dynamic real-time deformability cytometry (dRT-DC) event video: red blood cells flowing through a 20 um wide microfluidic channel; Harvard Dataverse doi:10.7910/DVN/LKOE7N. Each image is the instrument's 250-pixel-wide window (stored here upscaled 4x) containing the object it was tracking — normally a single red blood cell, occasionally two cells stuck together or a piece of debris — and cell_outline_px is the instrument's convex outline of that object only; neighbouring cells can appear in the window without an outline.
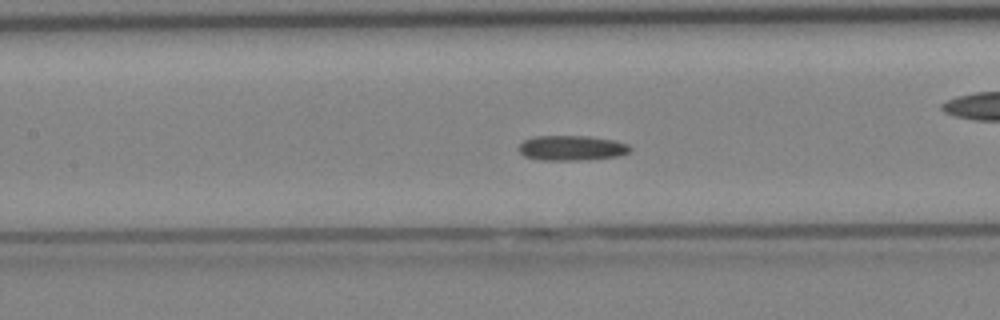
{"species": "Egyptian fruit bat (a non-hibernating species)", "species_latin": "Rousettus aegyptiacus", "temperature_condition": "cold", "stored_images_in_passage": 41, "camera_frame_rate_fps": 3000, "um_per_image_px": 0.085, "animal": {"sex": "female"}, "frame": {"image": 1, "passage_image": 18, "time_ms": 5.667, "image_size_px": [1000, 320], "cell_outline_px": [[632, 148], [628, 152], [620, 156], [576, 160], [540, 160], [524, 156], [520, 152], [520, 144], [524, 140], [536, 136], [588, 136], [612, 140], [628, 144]], "centroid_in_image_um": [48.59, 12.58], "position_along_channel_um": 158.8, "area_um2": 16.07}}
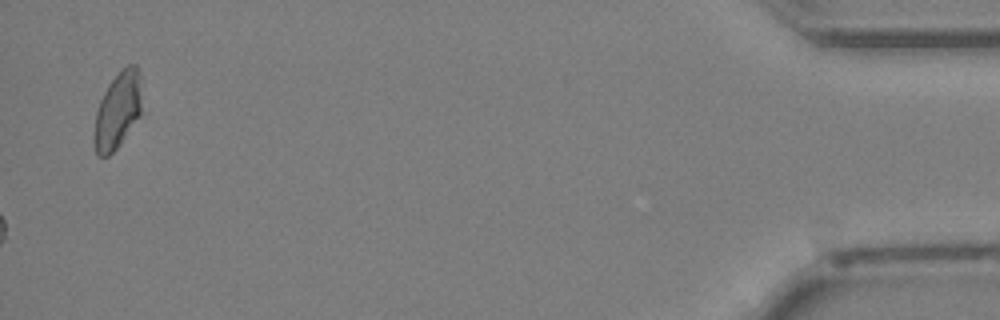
{"frame": {"image": 2, "passage_image": 41, "time_ms": 13.333, "image_size_px": [1000, 320], "cell_outline_px": [[140, 116], [120, 144], [108, 156], [96, 156], [92, 140], [92, 136], [96, 112], [100, 100], [108, 84], [128, 64], [136, 64], [140, 76]], "centroid_in_image_um": [9.96, 9.44], "position_along_channel_um": 425.2, "area_um2": 21.21}}